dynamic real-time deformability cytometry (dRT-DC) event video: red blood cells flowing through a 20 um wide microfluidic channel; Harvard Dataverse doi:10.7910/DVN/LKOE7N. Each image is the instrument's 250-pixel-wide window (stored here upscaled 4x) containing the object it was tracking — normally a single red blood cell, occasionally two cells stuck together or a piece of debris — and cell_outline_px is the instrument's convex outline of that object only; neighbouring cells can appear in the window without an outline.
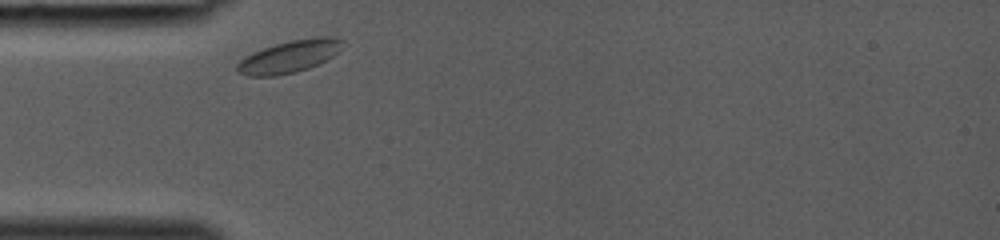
{"species": "common noctule bat (a hibernating species)", "species_latin": "Nyctalus noctula", "temperature_condition": "room temperature", "stored_images_in_passage": 23, "camera_frame_rate_fps": 3000, "um_per_image_px": 0.085, "animal": {"sex": "female", "body_mass_g": 19.0, "forearm_length_mm": 53.3}, "frame": {"image": 1, "passage_image": 1, "time_ms": 0.0, "image_size_px": [1000, 240], "cell_outline_px": [[344, 40], [336, 52], [332, 56], [308, 68], [296, 72], [276, 76], [248, 76], [236, 72], [236, 64], [244, 56], [252, 52], [276, 44], [292, 40], [312, 36], [336, 36]], "centroid_in_image_um": [24.55, 4.8], "position_along_channel_um": 60.4, "area_um2": 19.83}}
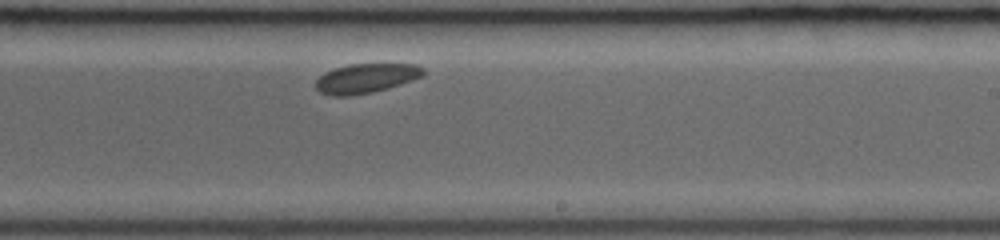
{"frame": {"image": 2, "passage_image": 14, "time_ms": 4.333, "image_size_px": [1000, 240], "cell_outline_px": [[424, 76], [388, 88], [372, 92], [348, 96], [332, 96], [320, 92], [316, 88], [316, 80], [324, 72], [348, 64], [416, 64], [424, 68]], "centroid_in_image_um": [31.11, 6.65], "position_along_channel_um": 257.9, "area_um2": 18.44}}
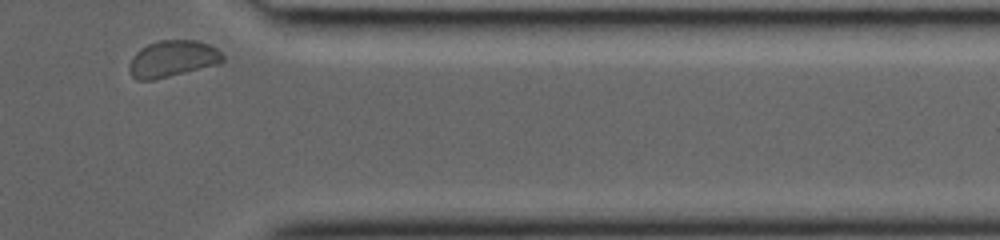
{"frame": {"image": 3, "passage_image": 23, "time_ms": 7.333, "image_size_px": [1000, 240], "cell_outline_px": [[224, 60], [220, 64], [152, 80], [136, 80], [132, 76], [128, 68], [128, 64], [132, 56], [140, 48], [148, 44], [160, 40], [196, 40], [208, 44], [216, 48], [224, 56]], "centroid_in_image_um": [14.65, 4.99], "position_along_channel_um": 396.7, "area_um2": 20.0}}